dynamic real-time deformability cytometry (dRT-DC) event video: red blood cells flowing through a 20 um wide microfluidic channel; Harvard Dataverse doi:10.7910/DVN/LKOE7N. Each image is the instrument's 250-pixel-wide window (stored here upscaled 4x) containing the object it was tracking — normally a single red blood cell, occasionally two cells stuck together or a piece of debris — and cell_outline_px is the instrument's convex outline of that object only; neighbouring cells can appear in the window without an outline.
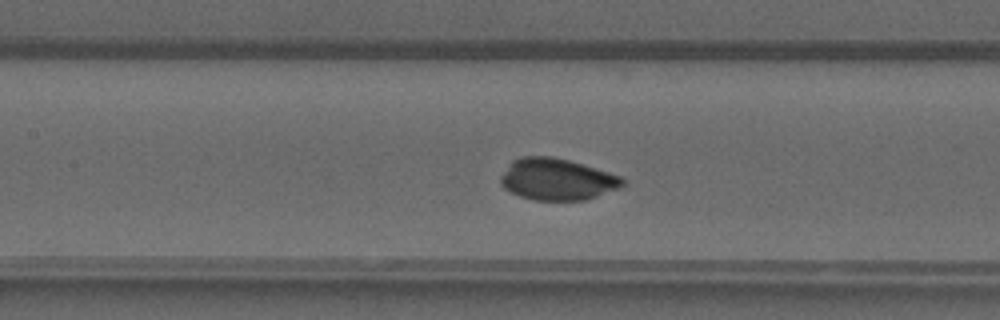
{"species": "common noctule bat (a hibernating species)", "species_latin": "Nyctalus noctula", "temperature_condition": "warm", "stored_images_in_passage": 33, "camera_frame_rate_fps": 3000, "um_per_image_px": 0.085, "animal": {"sex": "male", "forearm_length_mm": 52.5}, "frame": {"image": 1, "passage_image": 13, "time_ms": 4.0, "image_size_px": [1000, 320], "cell_outline_px": [[624, 184], [620, 188], [584, 200], [532, 200], [520, 196], [504, 188], [500, 184], [500, 176], [512, 160], [520, 156], [552, 156], [568, 160], [608, 172], [620, 176], [624, 180]], "centroid_in_image_um": [47.31, 15.24], "position_along_channel_um": 160.1, "area_um2": 29.48}}
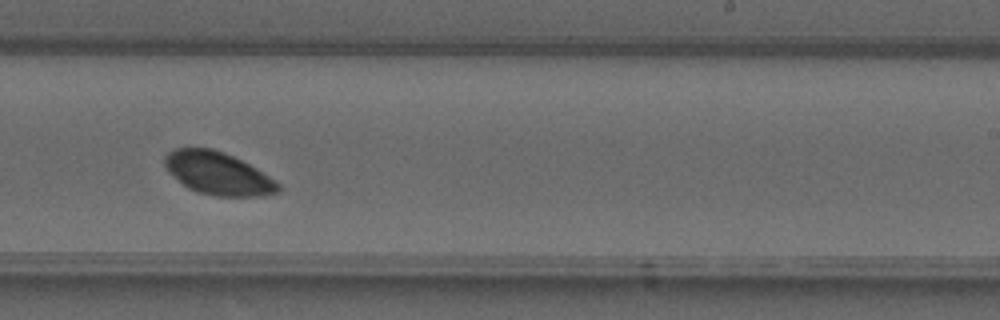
{"frame": {"image": 2, "passage_image": 21, "time_ms": 6.667, "image_size_px": [1000, 320], "cell_outline_px": [[280, 192], [260, 196], [216, 196], [196, 192], [188, 188], [168, 172], [164, 164], [164, 156], [168, 152], [176, 148], [212, 148], [224, 152], [256, 168], [276, 180], [280, 184]], "centroid_in_image_um": [18.52, 14.74], "position_along_channel_um": 270.5, "area_um2": 28.21}}
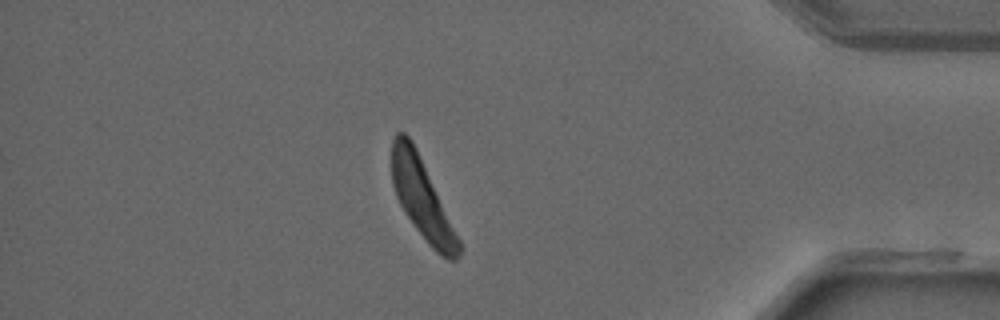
{"frame": {"image": 3, "passage_image": 33, "time_ms": 10.667, "image_size_px": [1000, 320], "cell_outline_px": [[460, 256], [456, 260], [448, 260], [436, 252], [428, 244], [416, 228], [400, 204], [396, 196], [392, 184], [392, 140], [396, 132], [404, 132], [412, 140], [416, 148], [460, 240]], "centroid_in_image_um": [35.86, 16.88], "position_along_channel_um": 399.3, "area_um2": 30.46}, "authors_computed_cell_mechanics": {"area_um2": 29.478, "velocity_mm_per_s": 4.1535, "shape_relaxation_time_tau1_ms": 4.0317, "shape_relaxation_time_tau2_ms": null, "deformation_change_tau1": 0.2266, "deformation_change_tau2": null}}